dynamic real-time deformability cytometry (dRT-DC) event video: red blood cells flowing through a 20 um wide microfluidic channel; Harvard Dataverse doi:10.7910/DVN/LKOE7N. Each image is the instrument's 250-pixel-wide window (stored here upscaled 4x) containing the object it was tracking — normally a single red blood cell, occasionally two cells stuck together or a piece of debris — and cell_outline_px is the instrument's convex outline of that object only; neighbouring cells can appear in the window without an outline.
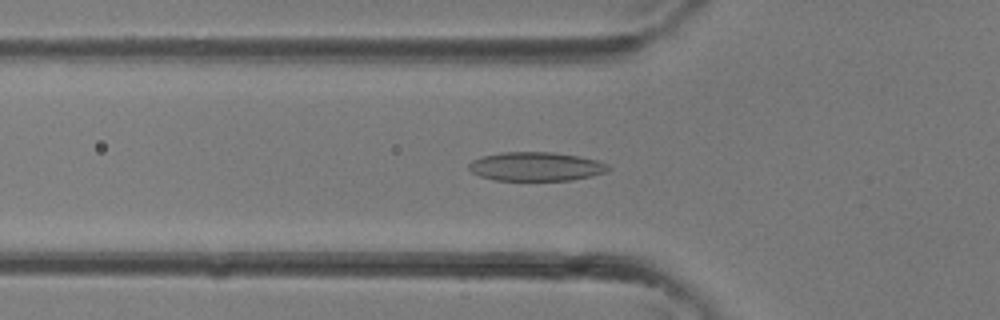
{"species": "common noctule bat (a hibernating species)", "species_latin": "Nyctalus noctula", "temperature_condition": "room temperature", "stored_images_in_passage": 34, "camera_frame_rate_fps": 3000, "um_per_image_px": 0.085, "animal": {"sex": "female"}, "frame": {"image": 1, "passage_image": 11, "time_ms": 3.333, "image_size_px": [1000, 320], "cell_outline_px": [[612, 168], [608, 172], [592, 176], [572, 180], [496, 180], [480, 176], [472, 172], [468, 168], [468, 164], [472, 160], [484, 156], [504, 152], [552, 152], [580, 156], [600, 160], [608, 164]], "centroid_in_image_um": [45.63, 14.15], "position_along_channel_um": 80.2, "area_um2": 23.64}}
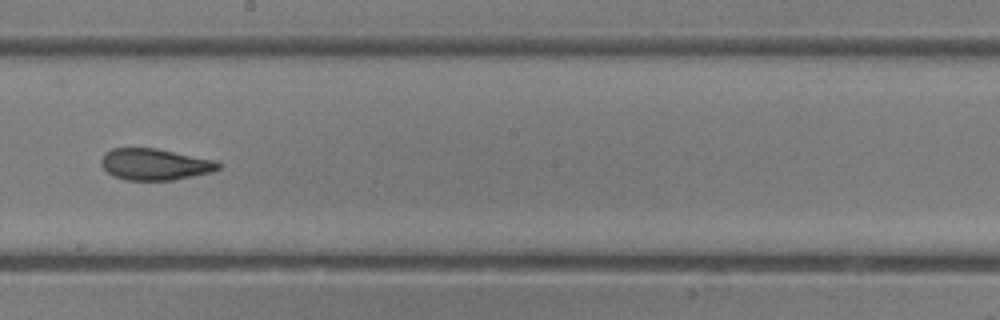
{"frame": {"image": 2, "passage_image": 19, "time_ms": 6.0, "image_size_px": [1000, 320], "cell_outline_px": [[224, 164], [220, 168], [212, 172], [172, 180], [128, 180], [112, 176], [100, 164], [100, 160], [104, 152], [112, 148], [156, 148], [216, 160]], "centroid_in_image_um": [13.17, 13.96], "position_along_channel_um": 235.0, "area_um2": 21.68}}
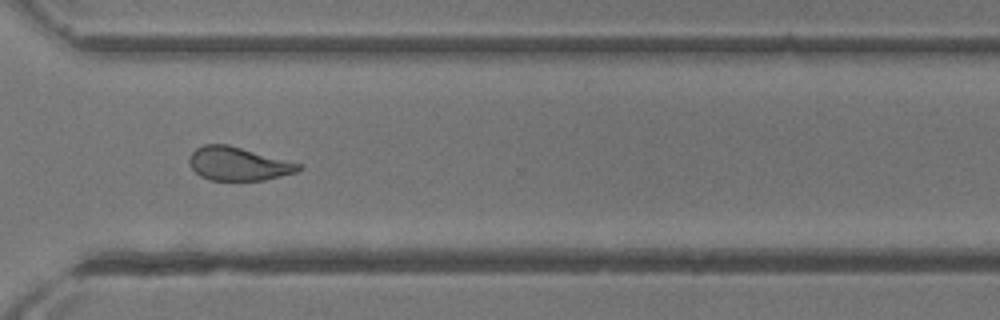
{"frame": {"image": 3, "passage_image": 25, "time_ms": 8.0, "image_size_px": [1000, 320], "cell_outline_px": [[304, 168], [296, 172], [264, 180], [208, 180], [200, 176], [188, 164], [188, 156], [196, 148], [204, 144], [228, 144], [304, 164]], "centroid_in_image_um": [20.26, 13.91], "position_along_channel_um": 350.3, "area_um2": 21.62}}